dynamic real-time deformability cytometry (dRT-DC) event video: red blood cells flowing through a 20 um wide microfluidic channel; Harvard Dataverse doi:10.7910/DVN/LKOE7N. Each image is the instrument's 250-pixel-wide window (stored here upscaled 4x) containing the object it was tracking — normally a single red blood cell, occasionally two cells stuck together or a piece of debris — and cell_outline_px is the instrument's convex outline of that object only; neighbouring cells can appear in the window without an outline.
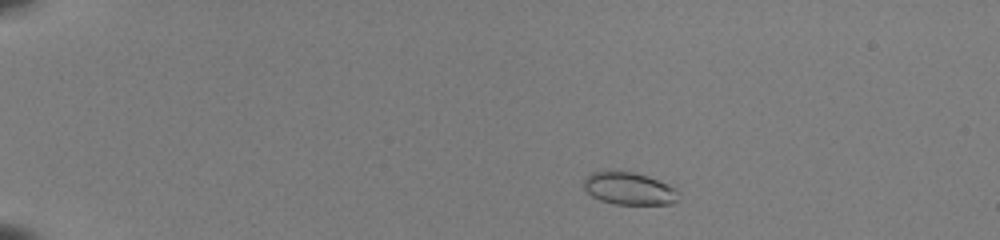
{"species": "common noctule bat (a hibernating species)", "species_latin": "Nyctalus noctula", "temperature_condition": "room temperature", "stored_images_in_passage": 48, "camera_frame_rate_fps": 3000, "um_per_image_px": 0.085, "animal": {"sex": "female", "body_mass_g": 22.0, "forearm_length_mm": 56.7}, "frame": {"image": 1, "passage_image": 6, "time_ms": 1.667, "image_size_px": [1000, 240], "cell_outline_px": [[680, 200], [668, 204], [616, 204], [600, 200], [592, 196], [580, 184], [592, 172], [632, 172], [648, 176], [668, 184], [676, 188], [680, 192]], "centroid_in_image_um": [53.51, 16.04], "position_along_channel_um": 31.5, "area_um2": 17.92}}
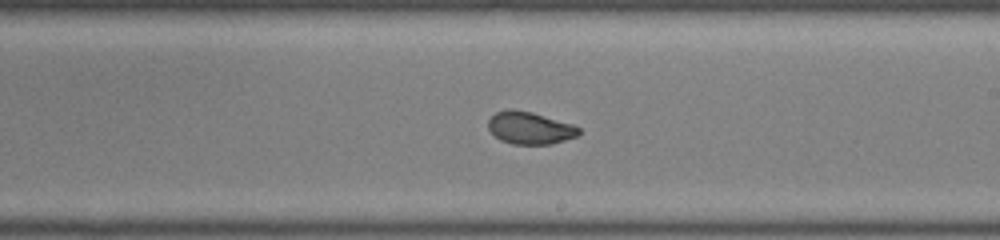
{"frame": {"image": 2, "passage_image": 29, "time_ms": 9.333, "image_size_px": [1000, 240], "cell_outline_px": [[580, 136], [552, 144], [512, 144], [500, 140], [488, 128], [488, 120], [496, 112], [508, 108], [512, 108], [532, 112], [572, 124], [580, 128]], "centroid_in_image_um": [45.05, 10.87], "position_along_channel_um": 243.9, "area_um2": 17.22}}
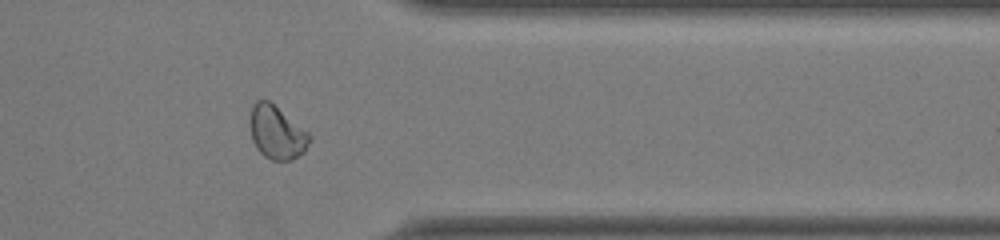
{"frame": {"image": 3, "passage_image": 40, "time_ms": 13.0, "image_size_px": [1000, 240], "cell_outline_px": [[312, 136], [304, 152], [292, 160], [272, 160], [264, 156], [256, 148], [252, 140], [248, 124], [252, 108], [256, 100], [268, 100], [308, 132]], "centroid_in_image_um": [23.5, 11.27], "position_along_channel_um": 387.9, "area_um2": 18.44}, "authors_computed_cell_mechanics": {"area_um2": 17.8602, "velocity_mm_per_s": 4.0011, "shape_relaxation_time_tau1_ms": 5.3468, "shape_relaxation_time_tau2_ms": null, "deformation_change_tau1": 0.1535, "deformation_change_tau2": null}}